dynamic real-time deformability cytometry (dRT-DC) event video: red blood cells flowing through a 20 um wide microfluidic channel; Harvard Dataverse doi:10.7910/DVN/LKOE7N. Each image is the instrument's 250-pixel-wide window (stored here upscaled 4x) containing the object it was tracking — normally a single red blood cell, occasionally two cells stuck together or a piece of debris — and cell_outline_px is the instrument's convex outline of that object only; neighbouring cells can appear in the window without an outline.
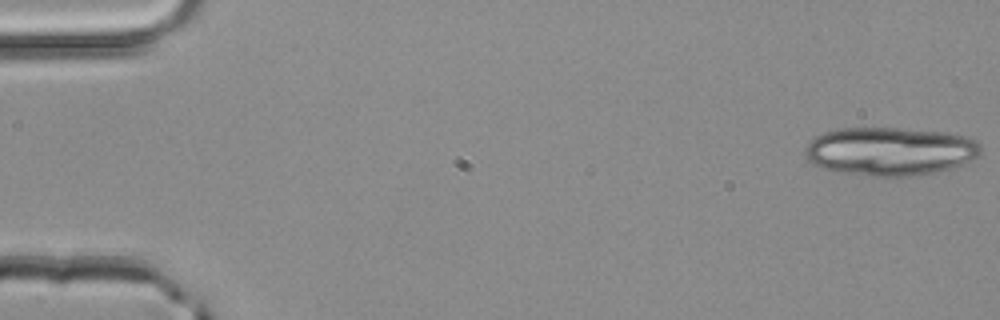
{"species": "common noctule bat (a hibernating species)", "species_latin": "Nyctalus noctula", "temperature_condition": "room temperature", "stored_images_in_passage": 18, "camera_frame_rate_fps": 3000, "um_per_image_px": 0.085, "animal": {"sex": "male", "body_mass_g": 20.4}, "frame": {"image": 1, "passage_image": 1, "time_ms": 0.0, "image_size_px": [1000, 320], "cell_outline_px": [[980, 152], [976, 156], [960, 164], [936, 172], [908, 176], [868, 176], [844, 172], [824, 168], [812, 164], [808, 160], [804, 152], [804, 148], [816, 136], [824, 132], [836, 128], [900, 128], [944, 132], [968, 136], [976, 140], [980, 144]], "centroid_in_image_um": [75.62, 12.84], "position_along_channel_um": 9.4, "area_um2": 49.3}}